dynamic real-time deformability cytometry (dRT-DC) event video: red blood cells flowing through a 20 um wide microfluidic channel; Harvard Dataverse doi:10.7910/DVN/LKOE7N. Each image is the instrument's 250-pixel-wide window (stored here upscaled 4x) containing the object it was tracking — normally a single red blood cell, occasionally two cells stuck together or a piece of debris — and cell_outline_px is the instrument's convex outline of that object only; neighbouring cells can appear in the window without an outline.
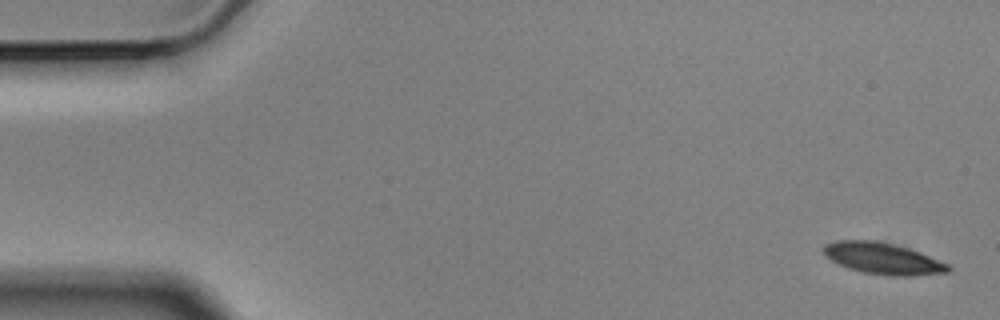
{"species": "Egyptian fruit bat (a non-hibernating species)", "species_latin": "Rousettus aegyptiacus", "temperature_condition": "cold", "stored_images_in_passage": 5, "camera_frame_rate_fps": 3000, "um_per_image_px": 0.085, "animal": {"sex": "male"}, "frame": {"image": 1, "passage_image": 1, "time_ms": 0.0, "image_size_px": [1000, 320], "cell_outline_px": [[952, 268], [948, 272], [912, 276], [888, 276], [864, 272], [848, 268], [824, 256], [824, 244], [836, 240], [872, 240], [892, 244], [908, 248], [920, 252], [948, 264]], "centroid_in_image_um": [75.04, 21.97], "position_along_channel_um": 10.0, "area_um2": 22.72}}